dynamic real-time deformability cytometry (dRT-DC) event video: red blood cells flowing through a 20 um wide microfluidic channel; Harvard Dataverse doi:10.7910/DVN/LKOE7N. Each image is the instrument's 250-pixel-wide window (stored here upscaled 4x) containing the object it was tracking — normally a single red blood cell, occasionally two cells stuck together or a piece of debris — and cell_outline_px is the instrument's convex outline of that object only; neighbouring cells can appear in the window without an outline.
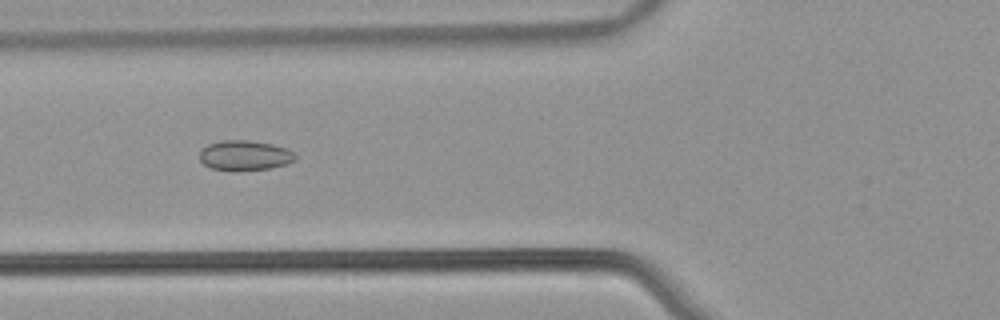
{"species": "common noctule bat (a hibernating species)", "species_latin": "Nyctalus noctula", "temperature_condition": "warm", "stored_images_in_passage": 46, "camera_frame_rate_fps": 3000, "um_per_image_px": 0.085, "animal": {"sex": "male", "body_mass_g": 21.5, "forearm_length_mm": 52.0}, "frame": {"image": 1, "passage_image": 13, "time_ms": 4.0, "image_size_px": [1000, 320], "cell_outline_px": [[296, 160], [288, 164], [272, 168], [232, 172], [212, 168], [204, 164], [200, 160], [200, 152], [208, 144], [224, 140], [248, 140], [272, 144], [288, 148], [296, 156]], "centroid_in_image_um": [20.83, 13.23], "position_along_channel_um": 105.0, "area_um2": 16.99}}
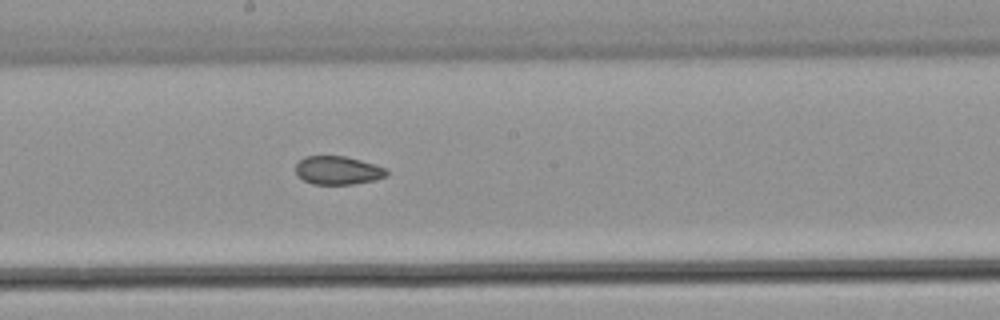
{"frame": {"image": 2, "passage_image": 22, "time_ms": 7.0, "image_size_px": [1000, 320], "cell_outline_px": [[388, 176], [376, 180], [352, 184], [312, 184], [296, 176], [296, 164], [304, 156], [344, 156], [360, 160], [388, 168]], "centroid_in_image_um": [28.74, 14.48], "position_along_channel_um": 219.5, "area_um2": 15.2}}
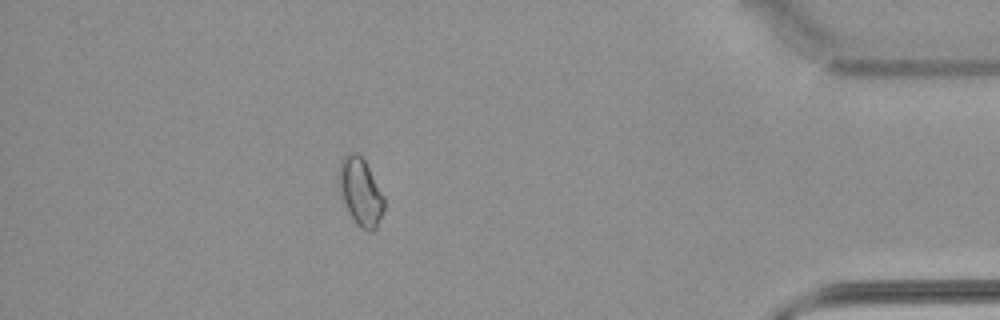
{"frame": {"image": 3, "passage_image": 40, "time_ms": 13.0, "image_size_px": [1000, 320], "cell_outline_px": [[384, 208], [376, 228], [372, 232], [368, 232], [360, 228], [356, 224], [348, 212], [340, 196], [340, 160], [348, 152], [356, 152], [364, 160], [384, 196]], "centroid_in_image_um": [30.64, 16.34], "position_along_channel_um": 404.6, "area_um2": 17.63}, "authors_computed_cell_mechanics": {"area_um2": 16.3863, "velocity_mm_per_s": 3.8136, "shape_relaxation_time_tau1_ms": null, "shape_relaxation_time_tau2_ms": 6.3359, "deformation_change_tau1": null, "deformation_change_tau2": 0.0828}}